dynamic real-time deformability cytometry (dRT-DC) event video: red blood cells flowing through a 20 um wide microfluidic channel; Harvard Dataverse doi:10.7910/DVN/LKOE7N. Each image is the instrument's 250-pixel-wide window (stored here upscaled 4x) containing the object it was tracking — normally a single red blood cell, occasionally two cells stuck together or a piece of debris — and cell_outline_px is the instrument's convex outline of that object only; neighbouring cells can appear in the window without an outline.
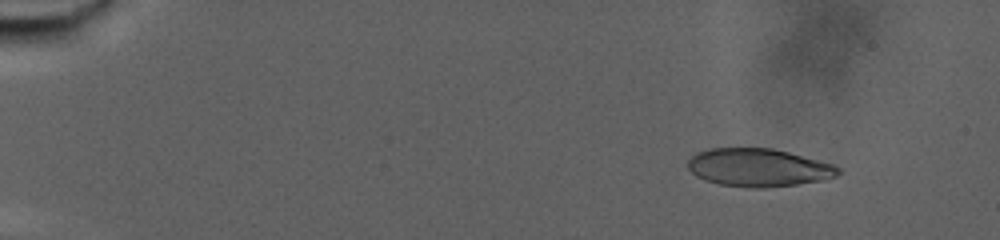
{"species": "human", "species_latin": "Homo sapiens", "temperature_condition": "warm", "stored_images_in_passage": 79, "camera_frame_rate_fps": 3000, "um_per_image_px": 0.085, "donor": {"sex": "male"}, "frame": {"image": 1, "passage_image": 10, "time_ms": 3.0, "image_size_px": [1000, 240], "cell_outline_px": [[840, 172], [836, 176], [828, 180], [764, 188], [748, 188], [720, 184], [704, 180], [696, 176], [688, 168], [688, 160], [696, 152], [708, 148], [772, 148], [836, 164], [840, 168]], "centroid_in_image_um": [64.5, 14.24], "position_along_channel_um": 20.5, "area_um2": 33.64}}
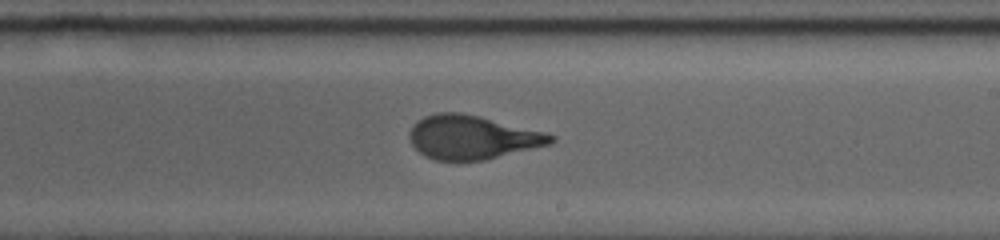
{"frame": {"image": 2, "passage_image": 50, "time_ms": 16.333, "image_size_px": [1000, 240], "cell_outline_px": [[556, 140], [552, 144], [484, 160], [436, 160], [424, 156], [412, 144], [408, 136], [408, 132], [424, 116], [436, 112], [460, 112], [480, 116], [548, 132], [556, 136]], "centroid_in_image_um": [40.19, 11.66], "position_along_channel_um": 248.8, "area_um2": 36.24}}
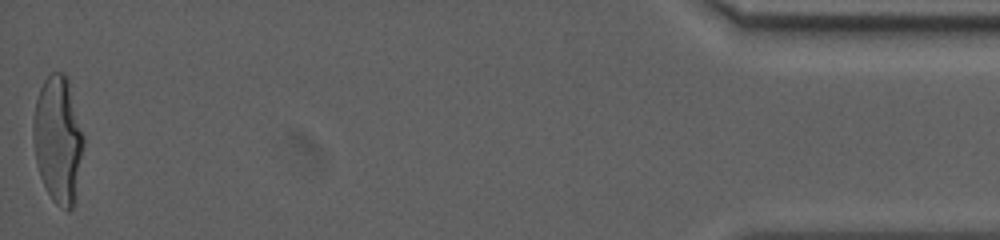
{"frame": {"image": 3, "passage_image": 79, "time_ms": 26.0, "image_size_px": [1000, 240], "cell_outline_px": [[84, 144], [72, 208], [68, 212], [60, 208], [52, 200], [40, 176], [36, 164], [32, 136], [32, 124], [36, 100], [40, 88], [44, 80], [52, 72], [64, 72], [68, 80], [84, 136]], "centroid_in_image_um": [4.91, 11.85], "position_along_channel_um": 430.3, "area_um2": 37.11}, "authors_computed_cell_mechanics": {"area_um2": 35.6048, "velocity_mm_per_s": 2.7237, "shape_relaxation_time_tau1_ms": 8.8496, "shape_relaxation_time_tau2_ms": null, "deformation_change_tau1": 0.2729, "deformation_change_tau2": null}}